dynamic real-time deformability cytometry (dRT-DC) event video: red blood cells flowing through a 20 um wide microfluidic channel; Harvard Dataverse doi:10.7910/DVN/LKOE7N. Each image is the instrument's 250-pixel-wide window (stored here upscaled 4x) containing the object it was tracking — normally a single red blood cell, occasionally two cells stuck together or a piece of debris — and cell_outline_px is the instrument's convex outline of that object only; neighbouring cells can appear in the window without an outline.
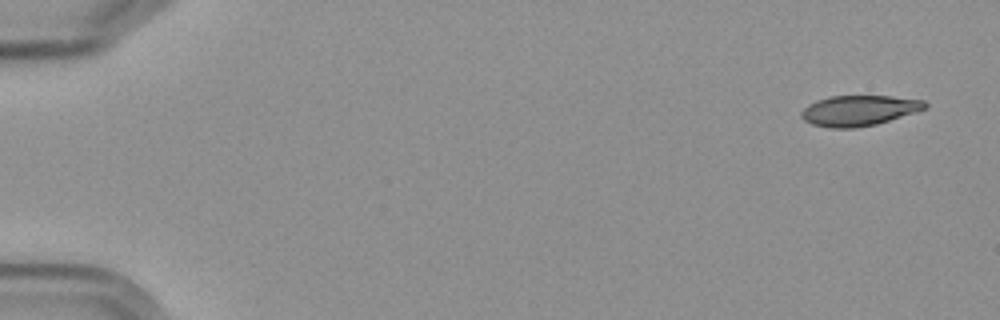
{"species": "Egyptian fruit bat (a non-hibernating species)", "species_latin": "Rousettus aegyptiacus", "temperature_condition": "cold", "stored_images_in_passage": 5, "camera_frame_rate_fps": 3000, "um_per_image_px": 0.085, "frame": {"image": 1, "passage_image": 1, "time_ms": 0.0, "image_size_px": [1000, 320], "cell_outline_px": [[928, 108], [916, 112], [876, 124], [852, 128], [832, 128], [812, 124], [804, 120], [800, 116], [800, 112], [808, 104], [816, 100], [832, 96], [888, 96], [924, 100], [928, 104]], "centroid_in_image_um": [73.01, 9.39], "position_along_channel_um": 12.0, "area_um2": 21.91}}
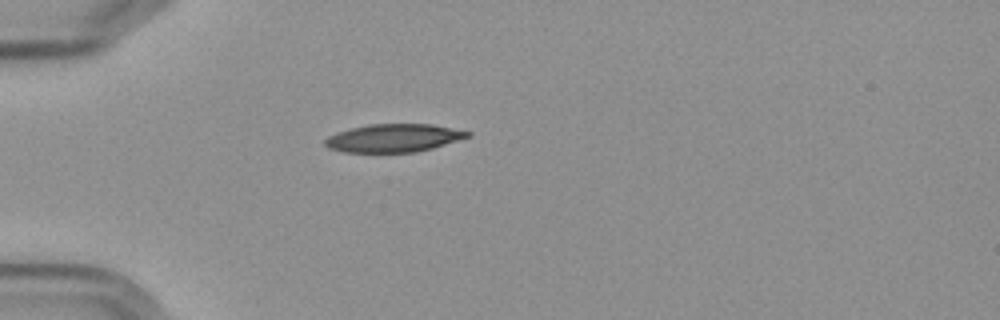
{"frame": {"image": 2, "passage_image": 5, "time_ms": 4.667, "image_size_px": [1000, 320], "cell_outline_px": [[472, 136], [432, 148], [416, 152], [344, 152], [328, 148], [324, 144], [324, 140], [328, 136], [336, 132], [368, 124], [432, 124], [472, 132]], "centroid_in_image_um": [33.46, 11.73], "position_along_channel_um": 51.5, "area_um2": 23.35}}